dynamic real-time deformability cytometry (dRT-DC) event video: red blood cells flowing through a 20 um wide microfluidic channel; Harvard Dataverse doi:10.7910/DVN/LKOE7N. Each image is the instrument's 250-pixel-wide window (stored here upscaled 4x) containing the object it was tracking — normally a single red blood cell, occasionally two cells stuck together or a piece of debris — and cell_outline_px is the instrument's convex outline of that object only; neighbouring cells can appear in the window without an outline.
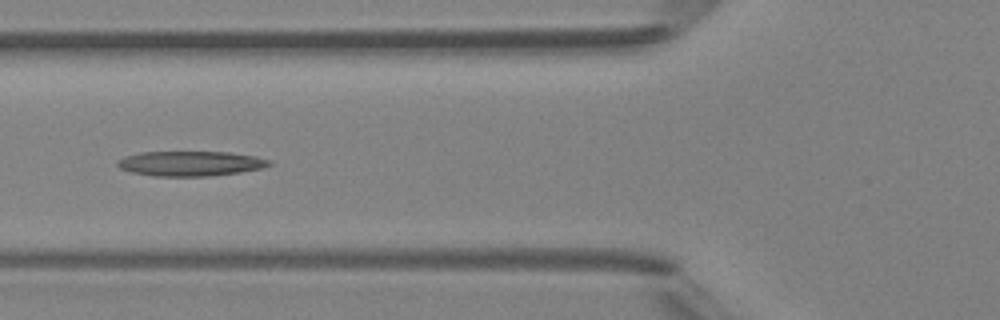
{"species": "Egyptian fruit bat (a non-hibernating species)", "species_latin": "Rousettus aegyptiacus", "temperature_condition": "room temperature", "stored_images_in_passage": 6, "camera_frame_rate_fps": 3000, "um_per_image_px": 0.085, "animal": {"sex": "female"}, "frame": {"image": 1, "passage_image": 6, "time_ms": 5.667, "image_size_px": [1000, 320], "cell_outline_px": [[272, 164], [264, 168], [240, 172], [212, 176], [152, 176], [132, 172], [120, 168], [116, 164], [116, 160], [124, 156], [140, 152], [228, 152], [256, 156], [268, 160]], "centroid_in_image_um": [16.17, 13.9], "position_along_channel_um": 109.6, "area_um2": 22.14}}